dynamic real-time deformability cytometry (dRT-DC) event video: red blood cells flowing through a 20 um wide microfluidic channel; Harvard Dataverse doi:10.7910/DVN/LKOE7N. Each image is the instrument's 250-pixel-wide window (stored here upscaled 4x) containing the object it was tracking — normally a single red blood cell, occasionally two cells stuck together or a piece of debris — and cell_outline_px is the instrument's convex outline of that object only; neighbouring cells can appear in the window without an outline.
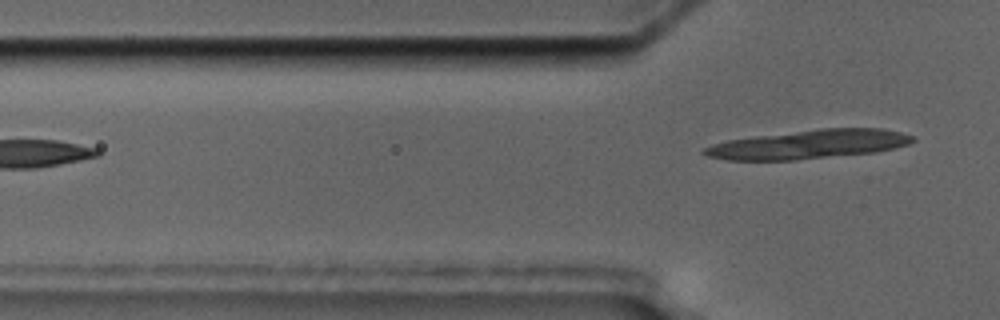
{"species": "common noctule bat (a hibernating species)", "species_latin": "Nyctalus noctula", "temperature_condition": "cold", "stored_images_in_passage": 3, "camera_frame_rate_fps": 3000, "um_per_image_px": 0.085, "animal": {"sex": "male", "body_mass_g": 17.5, "forearm_length_mm": 52.3}, "frame": {"image": 1, "passage_image": 3, "time_ms": 2.333, "image_size_px": [1000, 320], "cell_outline_px": [[916, 140], [908, 144], [876, 152], [796, 160], [728, 160], [708, 156], [700, 152], [704, 148], [712, 144], [728, 140], [756, 136], [820, 128], [884, 128], [900, 132], [912, 136]], "centroid_in_image_um": [68.74, 12.27], "position_along_channel_um": 57.1, "area_um2": 34.97}}